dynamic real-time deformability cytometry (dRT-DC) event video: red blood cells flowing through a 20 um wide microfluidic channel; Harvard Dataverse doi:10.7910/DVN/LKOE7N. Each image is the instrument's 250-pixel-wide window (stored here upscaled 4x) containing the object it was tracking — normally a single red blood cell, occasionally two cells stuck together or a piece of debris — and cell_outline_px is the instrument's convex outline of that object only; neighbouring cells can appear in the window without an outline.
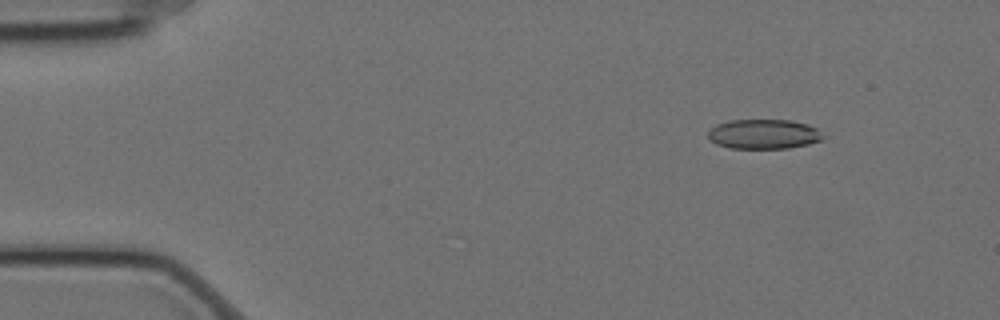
{"species": "Egyptian fruit bat (a non-hibernating species)", "species_latin": "Rousettus aegyptiacus", "temperature_condition": "cold", "stored_images_in_passage": 52, "camera_frame_rate_fps": 3000, "um_per_image_px": 0.085, "animal": {"sex": "female"}, "frame": {"image": 1, "passage_image": 1, "time_ms": 0.0, "image_size_px": [1000, 320], "cell_outline_px": [[824, 136], [820, 140], [808, 144], [788, 148], [728, 148], [716, 144], [708, 140], [708, 132], [716, 124], [728, 120], [788, 120], [808, 124], [816, 128]], "centroid_in_image_um": [64.87, 11.4], "position_along_channel_um": 20.1, "area_um2": 19.88}}
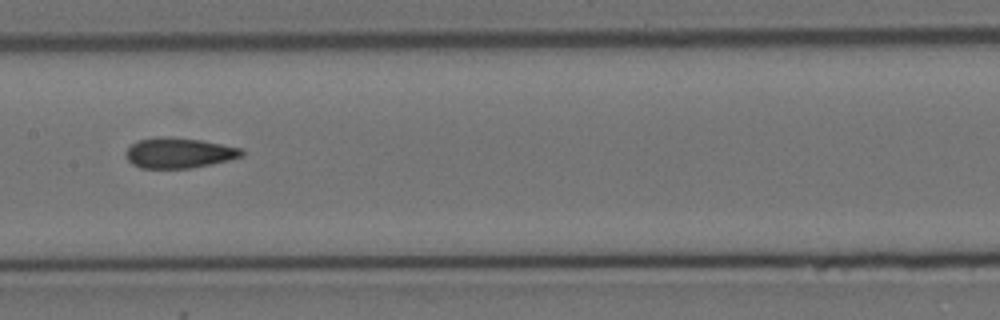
{"frame": {"image": 2, "passage_image": 23, "time_ms": 7.333, "image_size_px": [1000, 320], "cell_outline_px": [[244, 156], [228, 160], [192, 168], [140, 168], [132, 164], [124, 156], [124, 152], [132, 144], [140, 140], [160, 136], [172, 136], [200, 140], [240, 148], [244, 152]], "centroid_in_image_um": [15.17, 13.0], "position_along_channel_um": 192.2, "area_um2": 20.52}}
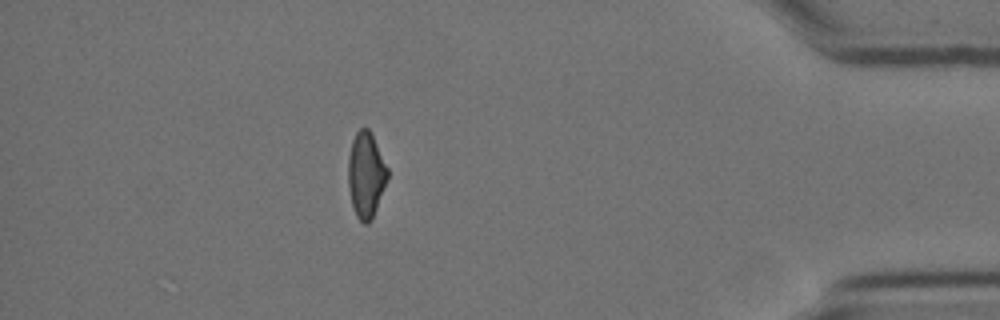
{"frame": {"image": 3, "passage_image": 45, "time_ms": 14.667, "image_size_px": [1000, 320], "cell_outline_px": [[388, 176], [372, 220], [368, 224], [364, 224], [356, 216], [352, 204], [348, 188], [348, 156], [352, 140], [356, 132], [360, 128], [368, 128], [388, 168]], "centroid_in_image_um": [31.09, 14.88], "position_along_channel_um": 404.1, "area_um2": 19.48}, "authors_computed_cell_mechanics": {"area_um2": 20.4612, "velocity_mm_per_s": 3.5105, "shape_relaxation_time_tau1_ms": null, "shape_relaxation_time_tau2_ms": 2.7986, "deformation_change_tau1": null, "deformation_change_tau2": 0.1144}}